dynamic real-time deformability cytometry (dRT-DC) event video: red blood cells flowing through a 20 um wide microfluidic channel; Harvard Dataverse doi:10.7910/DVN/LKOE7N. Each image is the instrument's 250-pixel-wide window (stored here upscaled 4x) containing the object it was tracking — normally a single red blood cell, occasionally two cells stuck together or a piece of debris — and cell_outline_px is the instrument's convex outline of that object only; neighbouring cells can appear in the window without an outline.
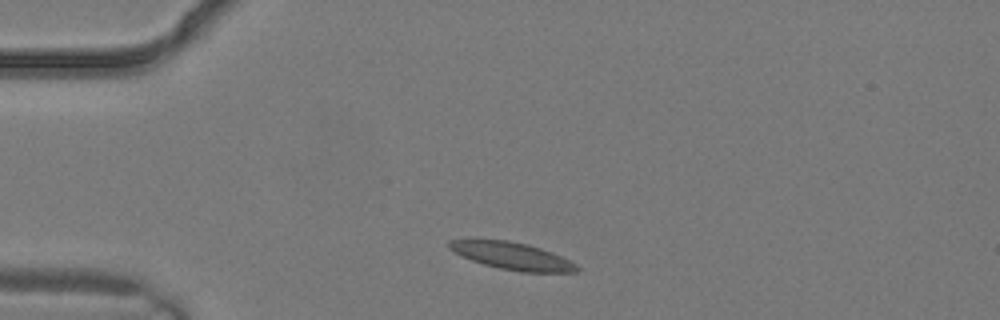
{"species": "common noctule bat (a hibernating species)", "species_latin": "Nyctalus noctula", "temperature_condition": "warm", "stored_images_in_passage": 1, "camera_frame_rate_fps": 3000, "um_per_image_px": 0.085, "animal": {"sex": "male", "body_mass_g": 19.2, "forearm_length_mm": 51.8}, "frame": {"image": 1, "passage_image": 1, "time_ms": 0.0, "image_size_px": [1000, 320], "cell_outline_px": [[584, 268], [580, 272], [520, 272], [500, 268], [484, 264], [472, 260], [448, 248], [448, 240], [508, 240], [528, 244], [552, 252]], "centroid_in_image_um": [43.61, 21.77], "position_along_channel_um": 41.4, "area_um2": 20.11}}